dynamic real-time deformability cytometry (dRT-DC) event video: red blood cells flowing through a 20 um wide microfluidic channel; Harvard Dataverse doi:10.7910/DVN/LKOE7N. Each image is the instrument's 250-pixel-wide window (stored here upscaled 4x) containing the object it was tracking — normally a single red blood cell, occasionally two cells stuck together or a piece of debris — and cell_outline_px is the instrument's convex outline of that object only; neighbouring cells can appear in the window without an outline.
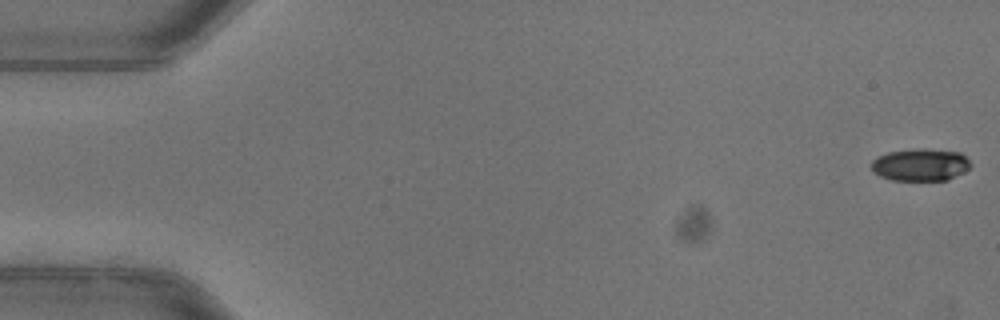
{"species": "common noctule bat (a hibernating species)", "species_latin": "Nyctalus noctula", "temperature_condition": "warm", "stored_images_in_passage": 22, "camera_frame_rate_fps": 3000, "um_per_image_px": 0.085, "animal": {"sex": "female"}, "frame": {"image": 1, "passage_image": 1, "time_ms": 0.0, "image_size_px": [1000, 320], "cell_outline_px": [[972, 164], [964, 172], [948, 180], [892, 180], [880, 176], [872, 172], [872, 160], [876, 156], [888, 152], [916, 148], [924, 148], [960, 152]], "centroid_in_image_um": [78.22, 14.0], "position_along_channel_um": 6.8, "area_um2": 18.84}}
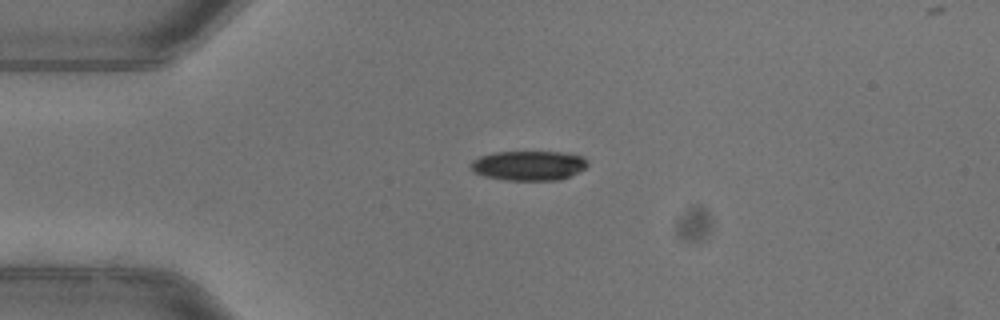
{"frame": {"image": 2, "passage_image": 13, "time_ms": 4.0, "image_size_px": [1000, 320], "cell_outline_px": [[588, 164], [584, 168], [560, 180], [504, 180], [484, 176], [472, 172], [468, 168], [468, 164], [472, 160], [480, 156], [492, 152], [560, 152], [584, 156], [588, 160]], "centroid_in_image_um": [44.86, 14.07], "position_along_channel_um": 40.1, "area_um2": 20.4}}